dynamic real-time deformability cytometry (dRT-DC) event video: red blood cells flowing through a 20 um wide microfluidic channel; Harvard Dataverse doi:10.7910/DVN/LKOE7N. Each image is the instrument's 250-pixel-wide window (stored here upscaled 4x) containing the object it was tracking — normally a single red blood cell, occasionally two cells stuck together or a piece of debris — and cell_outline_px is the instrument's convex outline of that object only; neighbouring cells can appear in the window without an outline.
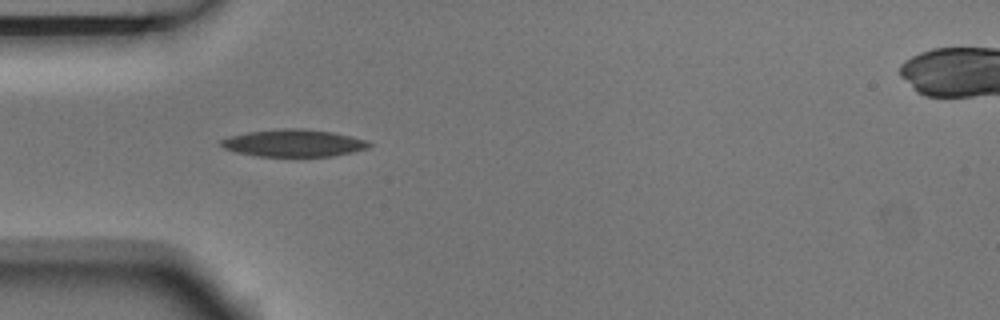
{"species": "Egyptian fruit bat (a non-hibernating species)", "species_latin": "Rousettus aegyptiacus", "temperature_condition": "room temperature", "stored_images_in_passage": 4, "camera_frame_rate_fps": 3000, "um_per_image_px": 0.085, "animal": {"sex": "male"}, "frame": {"image": 1, "passage_image": 3, "time_ms": 0.667, "image_size_px": [1000, 320], "cell_outline_px": [[372, 144], [368, 148], [352, 152], [332, 156], [256, 156], [236, 152], [224, 148], [220, 144], [220, 140], [232, 136], [248, 132], [280, 128], [304, 128], [332, 132], [368, 140]], "centroid_in_image_um": [24.98, 12.16], "position_along_channel_um": 60.0, "area_um2": 23.47}}
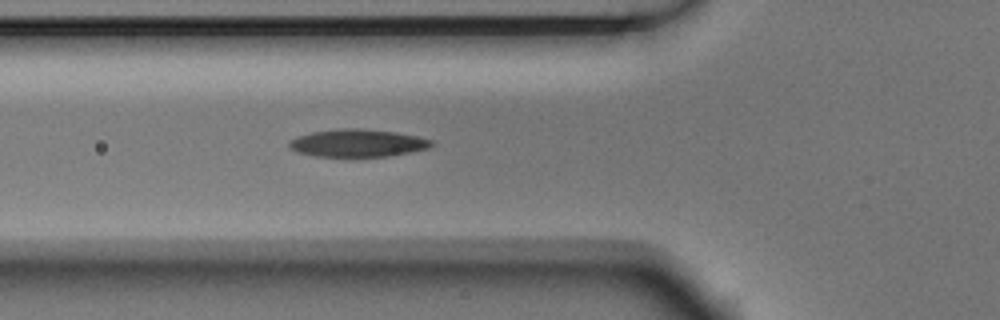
{"frame": {"image": 2, "passage_image": 4, "time_ms": 1.0, "image_size_px": [1000, 320], "cell_outline_px": [[436, 144], [428, 148], [412, 152], [388, 156], [352, 160], [316, 156], [296, 152], [288, 144], [288, 140], [312, 132], [340, 128], [360, 128], [396, 132], [436, 140]], "centroid_in_image_um": [30.43, 12.21], "position_along_channel_um": 95.4, "area_um2": 23.99}}